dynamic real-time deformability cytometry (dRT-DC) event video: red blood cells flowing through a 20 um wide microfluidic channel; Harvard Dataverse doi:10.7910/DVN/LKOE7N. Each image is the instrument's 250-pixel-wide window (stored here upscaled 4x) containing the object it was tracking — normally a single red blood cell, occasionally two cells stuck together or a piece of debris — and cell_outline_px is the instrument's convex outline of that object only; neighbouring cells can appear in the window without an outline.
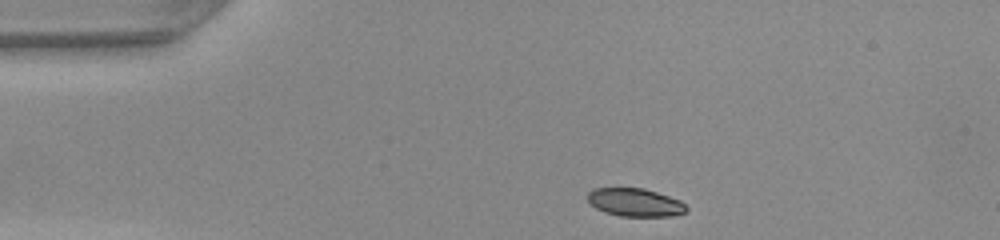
{"species": "common noctule bat (a hibernating species)", "species_latin": "Nyctalus noctula", "temperature_condition": "warm", "stored_images_in_passage": 31, "camera_frame_rate_fps": 3000, "um_per_image_px": 0.085, "animal": {"sex": "female", "body_mass_g": 22.0, "forearm_length_mm": 56.7}, "frame": {"image": 1, "passage_image": 1, "time_ms": 0.0, "image_size_px": [1000, 240], "cell_outline_px": [[688, 208], [684, 212], [672, 216], [620, 216], [604, 212], [596, 208], [588, 200], [588, 192], [592, 188], [644, 188], [680, 200]], "centroid_in_image_um": [53.96, 17.2], "position_along_channel_um": 31.0, "area_um2": 16.07}}
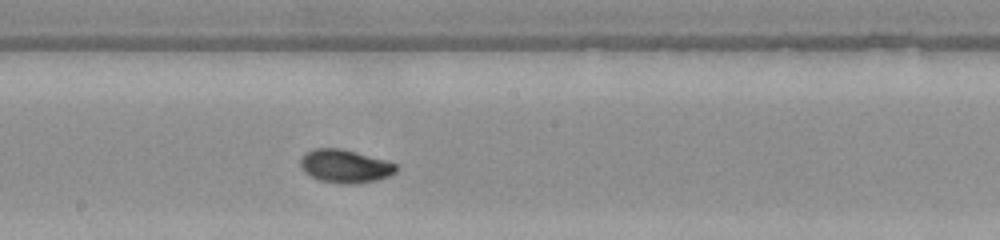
{"frame": {"image": 2, "passage_image": 18, "time_ms": 5.667, "image_size_px": [1000, 240], "cell_outline_px": [[400, 168], [396, 172], [388, 176], [376, 180], [356, 184], [340, 184], [320, 180], [304, 172], [300, 164], [300, 160], [304, 152], [312, 148], [340, 148], [356, 152], [384, 160], [396, 164]], "centroid_in_image_um": [29.32, 14.12], "position_along_channel_um": 218.9, "area_um2": 18.61}}
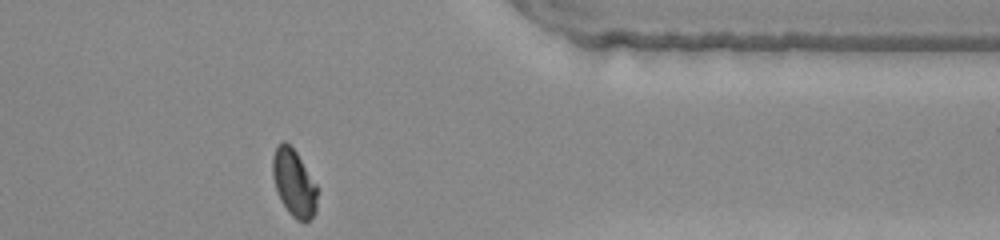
{"frame": {"image": 3, "passage_image": 31, "time_ms": 10.0, "image_size_px": [1000, 240], "cell_outline_px": [[316, 212], [304, 224], [296, 220], [288, 212], [280, 200], [272, 176], [272, 156], [276, 148], [284, 140], [296, 152], [316, 184]], "centroid_in_image_um": [24.97, 15.59], "position_along_channel_um": 386.4, "area_um2": 17.34}, "authors_computed_cell_mechanics": {"area_um2": 17.9758, "velocity_mm_per_s": 4.2322, "shape_relaxation_time_tau1_ms": 5.4378, "shape_relaxation_time_tau2_ms": 0.9578, "deformation_change_tau1": 0.2013, "deformation_change_tau2": 0.0416}}